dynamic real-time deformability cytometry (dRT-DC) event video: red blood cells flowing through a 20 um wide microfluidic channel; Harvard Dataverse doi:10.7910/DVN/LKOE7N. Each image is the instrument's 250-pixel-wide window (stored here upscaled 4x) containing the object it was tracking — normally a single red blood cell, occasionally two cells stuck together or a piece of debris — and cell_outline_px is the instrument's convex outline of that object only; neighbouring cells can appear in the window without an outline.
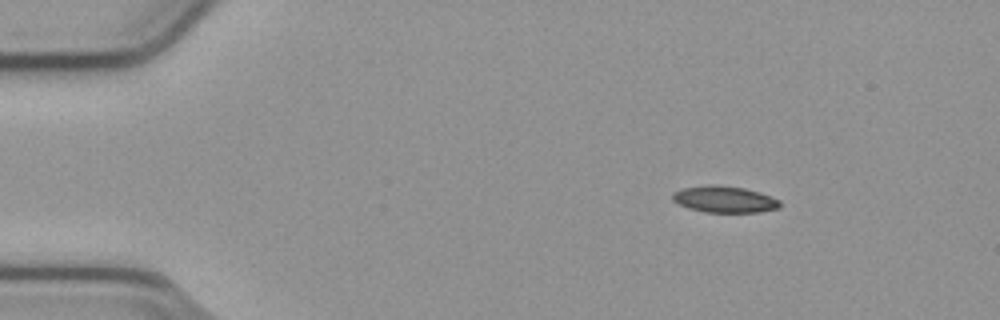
{"species": "common noctule bat (a hibernating species)", "species_latin": "Nyctalus noctula", "temperature_condition": "cold", "stored_images_in_passage": 17, "camera_frame_rate_fps": 3000, "um_per_image_px": 0.085, "animal": {"sex": "male", "body_mass_g": 23.1, "forearm_length_mm": 52.7}, "frame": {"image": 1, "passage_image": 8, "time_ms": 2.333, "image_size_px": [1000, 320], "cell_outline_px": [[780, 208], [760, 212], [704, 212], [688, 208], [672, 200], [672, 192], [684, 188], [712, 184], [744, 188], [760, 192], [780, 200]], "centroid_in_image_um": [61.59, 16.94], "position_along_channel_um": 23.4, "area_um2": 16.59}}